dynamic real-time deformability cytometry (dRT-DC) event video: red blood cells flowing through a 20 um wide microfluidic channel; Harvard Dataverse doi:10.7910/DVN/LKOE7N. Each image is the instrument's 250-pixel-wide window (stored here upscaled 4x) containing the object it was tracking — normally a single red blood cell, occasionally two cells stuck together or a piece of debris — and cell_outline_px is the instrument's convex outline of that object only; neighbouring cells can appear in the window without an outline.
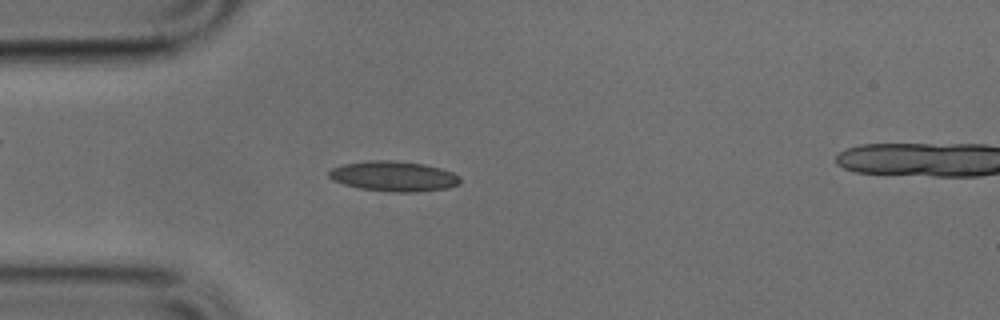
{"species": "common noctule bat (a hibernating species)", "species_latin": "Nyctalus noctula", "temperature_condition": "cold", "stored_images_in_passage": 49, "camera_frame_rate_fps": 3000, "um_per_image_px": 0.085, "animal": {"sex": "male", "body_mass_g": 17.9, "forearm_length_mm": 54.2}, "frame": {"image": 1, "passage_image": 13, "time_ms": 4.0, "image_size_px": [1000, 320], "cell_outline_px": [[460, 180], [456, 184], [448, 188], [416, 192], [392, 192], [360, 188], [344, 184], [332, 180], [328, 176], [328, 172], [332, 168], [344, 164], [368, 160], [392, 160], [424, 164], [440, 168], [452, 172], [460, 176]], "centroid_in_image_um": [33.44, 14.98], "position_along_channel_um": 51.6, "area_um2": 23.0}}
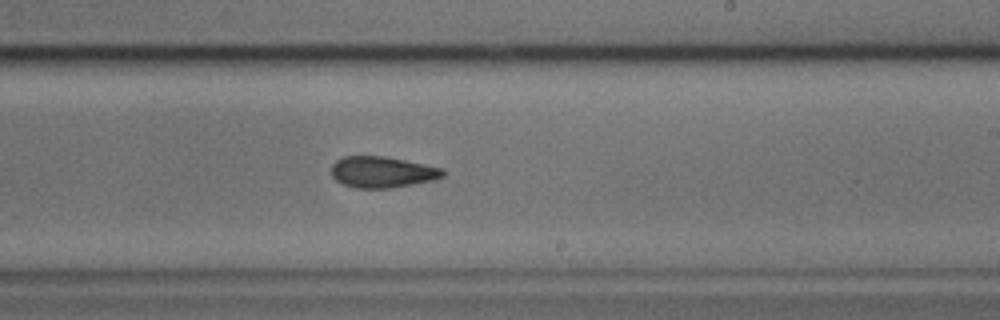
{"frame": {"image": 2, "passage_image": 29, "time_ms": 9.333, "image_size_px": [1000, 320], "cell_outline_px": [[444, 176], [432, 180], [392, 188], [356, 188], [344, 184], [336, 180], [332, 176], [332, 164], [336, 160], [344, 156], [384, 156], [444, 168]], "centroid_in_image_um": [32.48, 14.62], "position_along_channel_um": 256.5, "area_um2": 20.17}}
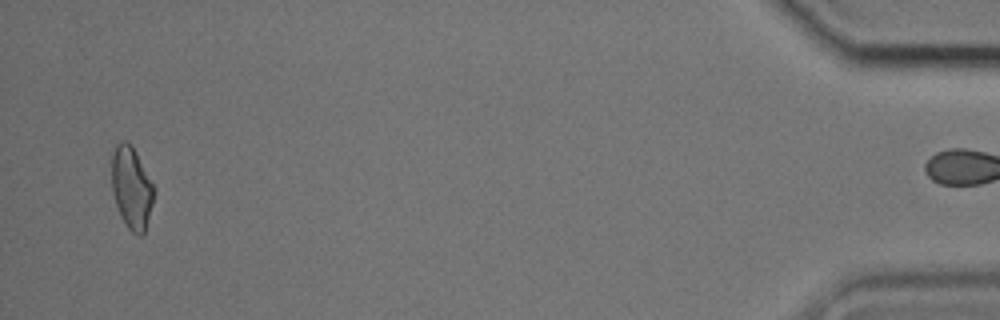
{"frame": {"image": 3, "passage_image": 48, "time_ms": 15.667, "image_size_px": [1000, 320], "cell_outline_px": [[156, 192], [144, 232], [140, 236], [136, 236], [128, 228], [120, 216], [112, 192], [112, 156], [116, 144], [120, 140], [124, 140], [132, 144], [156, 188]], "centroid_in_image_um": [11.2, 15.94], "position_along_channel_um": 424.0, "area_um2": 20.52}}